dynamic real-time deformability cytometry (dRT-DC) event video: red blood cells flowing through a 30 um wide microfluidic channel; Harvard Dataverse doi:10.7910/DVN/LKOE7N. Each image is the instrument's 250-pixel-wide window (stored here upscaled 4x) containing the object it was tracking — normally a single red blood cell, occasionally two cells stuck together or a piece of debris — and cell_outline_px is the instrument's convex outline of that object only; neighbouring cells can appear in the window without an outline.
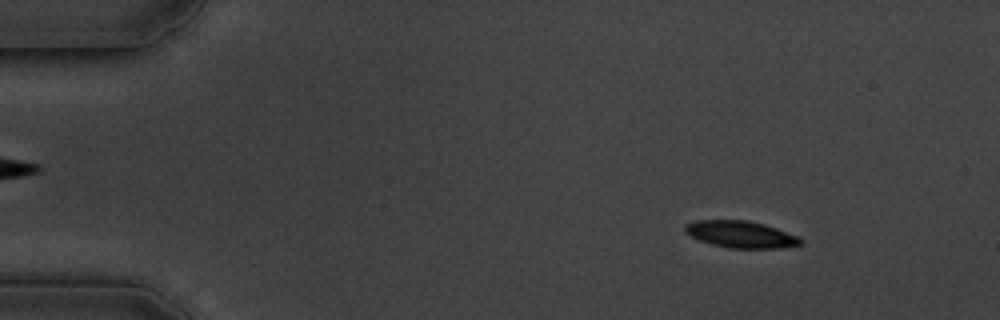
{"species": "common noctule bat (a hibernating species)", "species_latin": "Nyctalus noctula", "temperature_condition": "cold", "stored_images_in_passage": 60, "camera_frame_rate_fps": 3000, "um_per_image_px": 0.085, "animal": {"sex": "male", "body_mass_g": 19.5, "forearm_length_mm": 54.6}, "frame": {"image": 1, "passage_image": 8, "time_ms": 2.333, "image_size_px": [1000, 320], "cell_outline_px": [[796, 240], [792, 244], [724, 244], [700, 236], [692, 232], [688, 228], [696, 224], [752, 224], [768, 228], [788, 236]], "centroid_in_image_um": [62.96, 19.91], "position_along_channel_um": 22.0, "area_um2": 11.56}}
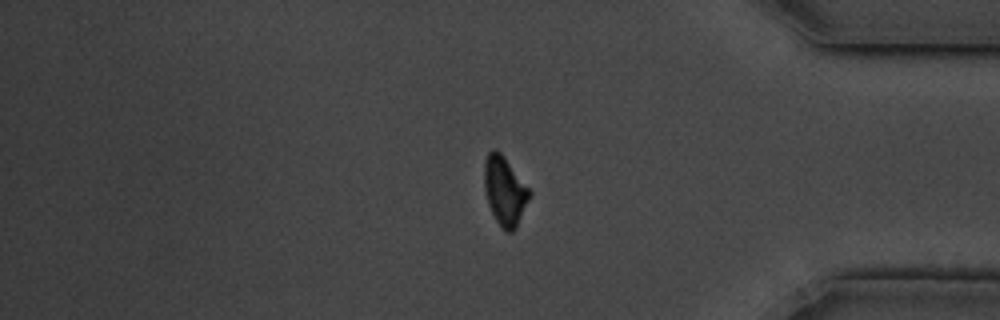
{"frame": {"image": 2, "passage_image": 50, "time_ms": 16.333, "image_size_px": [1000, 320], "cell_outline_px": [[528, 196], [512, 224], [508, 228], [500, 220], [492, 204], [488, 192], [488, 160], [492, 152], [500, 156], [528, 192]], "centroid_in_image_um": [42.91, 16.17], "position_along_channel_um": 392.3, "area_um2": 13.12}}
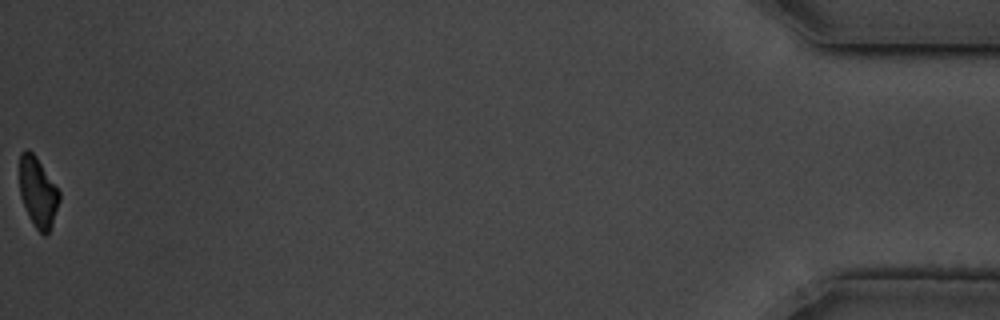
{"frame": {"image": 3, "passage_image": 60, "time_ms": 19.667, "image_size_px": [1000, 320], "cell_outline_px": [[56, 204], [48, 228], [44, 232], [40, 228], [32, 216], [20, 164], [24, 152], [28, 152], [36, 160], [56, 188]], "centroid_in_image_um": [3.28, 16.25], "position_along_channel_um": 431.9, "area_um2": 11.96}}